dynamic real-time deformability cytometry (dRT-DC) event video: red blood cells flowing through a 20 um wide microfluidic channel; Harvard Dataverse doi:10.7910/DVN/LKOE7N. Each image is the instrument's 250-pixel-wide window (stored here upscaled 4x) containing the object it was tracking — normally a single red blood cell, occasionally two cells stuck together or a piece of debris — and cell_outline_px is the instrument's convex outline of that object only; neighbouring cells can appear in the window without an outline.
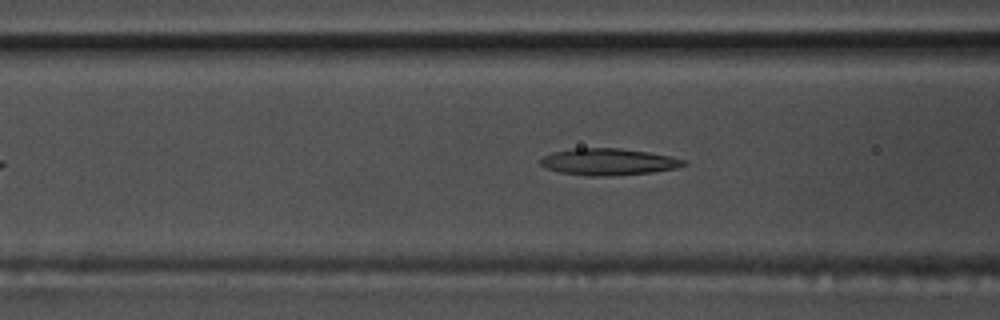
{"species": "common noctule bat (a hibernating species)", "species_latin": "Nyctalus noctula", "temperature_condition": "warm", "stored_images_in_passage": 49, "camera_frame_rate_fps": 3000, "um_per_image_px": 0.085, "animal": {"sex": "male", "body_mass_g": 17.5, "forearm_length_mm": 52.3}, "frame": {"image": 1, "passage_image": 15, "time_ms": 4.667, "image_size_px": [1000, 320], "cell_outline_px": [[688, 164], [676, 168], [652, 172], [604, 176], [588, 176], [560, 172], [544, 168], [540, 164], [540, 160], [544, 156], [552, 152], [576, 148], [620, 148], [648, 152], [672, 156], [684, 160]], "centroid_in_image_um": [51.7, 13.75], "position_along_channel_um": 114.9, "area_um2": 22.25}}
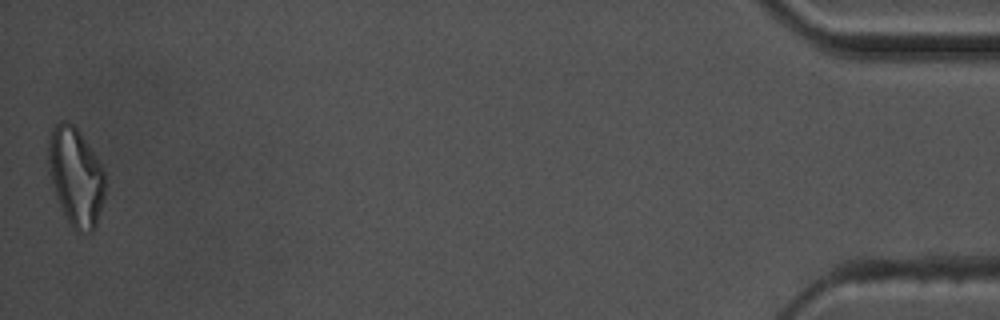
{"frame": {"image": 2, "passage_image": 49, "time_ms": 16.0, "image_size_px": [1000, 320], "cell_outline_px": [[104, 200], [96, 224], [92, 232], [76, 232], [72, 228], [60, 204], [48, 172], [48, 136], [52, 124], [60, 120], [68, 120], [80, 132], [104, 168]], "centroid_in_image_um": [6.42, 14.96], "position_along_channel_um": 428.8, "area_um2": 32.66}, "authors_computed_cell_mechanics": {"area_um2": 22.6576, "velocity_mm_per_s": 3.596, "shape_relaxation_time_tau1_ms": 8.6714, "shape_relaxation_time_tau2_ms": 4.1004, "deformation_change_tau1": 0.2558, "deformation_change_tau2": 0.1229}}